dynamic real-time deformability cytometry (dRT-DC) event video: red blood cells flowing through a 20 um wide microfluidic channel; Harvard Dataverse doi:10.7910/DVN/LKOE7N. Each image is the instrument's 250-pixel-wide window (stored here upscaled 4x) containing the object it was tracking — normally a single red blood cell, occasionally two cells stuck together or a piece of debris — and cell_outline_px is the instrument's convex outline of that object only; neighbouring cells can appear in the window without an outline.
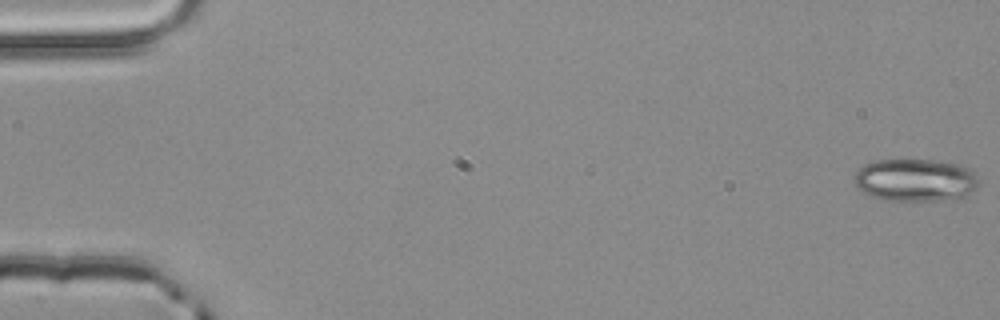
{"species": "common noctule bat (a hibernating species)", "species_latin": "Nyctalus noctula", "temperature_condition": "room temperature", "stored_images_in_passage": 4, "camera_frame_rate_fps": 3000, "um_per_image_px": 0.085, "animal": {"sex": "male", "body_mass_g": 20.4}, "frame": {"image": 1, "passage_image": 1, "time_ms": 0.0, "image_size_px": [1000, 320], "cell_outline_px": [[980, 184], [976, 188], [964, 196], [940, 200], [884, 200], [872, 196], [864, 192], [856, 184], [856, 172], [864, 164], [872, 160], [896, 156], [900, 156], [940, 160], [960, 164], [968, 168], [976, 176]], "centroid_in_image_um": [77.79, 15.23], "position_along_channel_um": 7.2, "area_um2": 31.73}}